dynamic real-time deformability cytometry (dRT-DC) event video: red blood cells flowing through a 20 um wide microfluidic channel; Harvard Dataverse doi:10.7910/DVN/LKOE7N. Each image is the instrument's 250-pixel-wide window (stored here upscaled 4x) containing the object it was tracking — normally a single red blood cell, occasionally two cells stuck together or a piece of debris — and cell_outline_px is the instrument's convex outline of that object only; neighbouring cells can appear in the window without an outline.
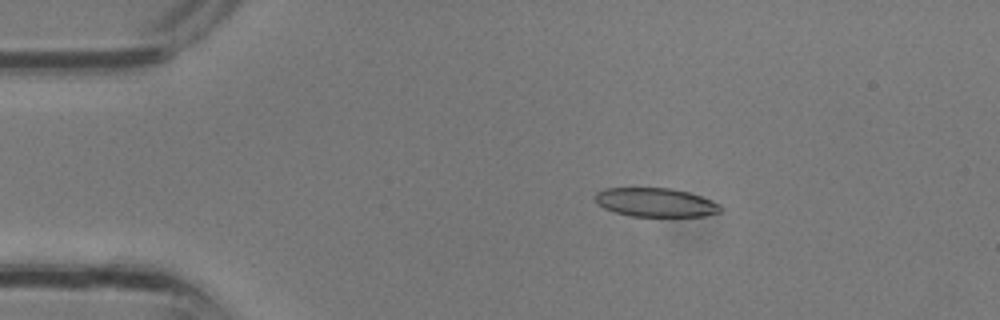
{"species": "common noctule bat (a hibernating species)", "species_latin": "Nyctalus noctula", "temperature_condition": "room temperature", "stored_images_in_passage": 3, "camera_frame_rate_fps": 3000, "um_per_image_px": 0.085, "animal": {"sex": "male", "body_mass_g": 13.3}, "frame": {"image": 1, "passage_image": 1, "time_ms": 0.0, "image_size_px": [1000, 320], "cell_outline_px": [[720, 212], [704, 216], [632, 216], [616, 212], [604, 208], [596, 204], [596, 192], [604, 188], [668, 188], [688, 192], [700, 196], [720, 204]], "centroid_in_image_um": [55.7, 17.2], "position_along_channel_um": 29.3, "area_um2": 20.87}}
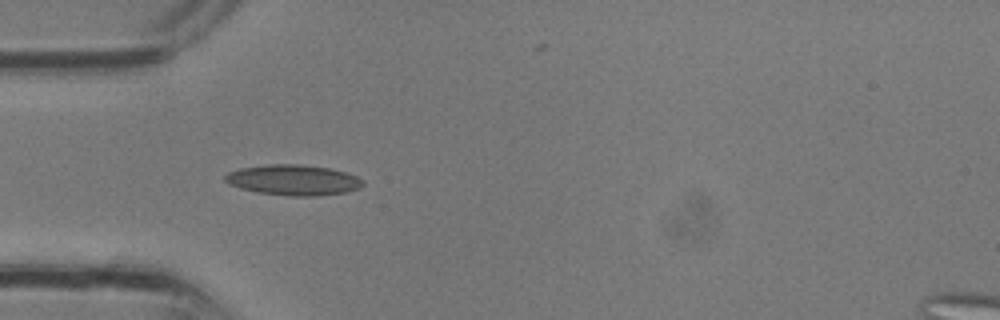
{"frame": {"image": 2, "passage_image": 2, "time_ms": 0.333, "image_size_px": [1000, 320], "cell_outline_px": [[364, 184], [360, 188], [348, 192], [320, 196], [288, 196], [260, 192], [240, 188], [228, 184], [224, 180], [224, 176], [228, 172], [240, 168], [268, 164], [300, 164], [328, 168], [344, 172], [356, 176], [364, 180]], "centroid_in_image_um": [24.94, 15.3], "position_along_channel_um": 60.1, "area_um2": 24.62}}